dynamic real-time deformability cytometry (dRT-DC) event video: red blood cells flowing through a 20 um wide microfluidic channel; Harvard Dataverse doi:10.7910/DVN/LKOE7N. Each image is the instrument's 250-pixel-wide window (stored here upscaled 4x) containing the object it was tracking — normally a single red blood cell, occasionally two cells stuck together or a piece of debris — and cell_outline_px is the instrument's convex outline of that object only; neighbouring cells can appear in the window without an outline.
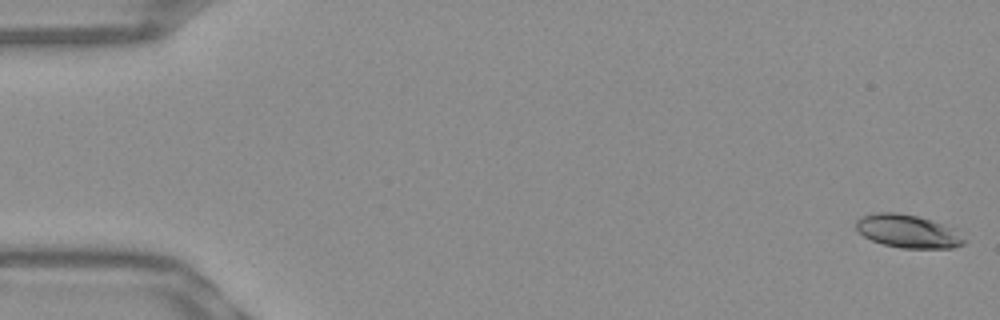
{"species": "Egyptian fruit bat (a non-hibernating species)", "species_latin": "Rousettus aegyptiacus", "temperature_condition": "warm", "stored_images_in_passage": 53, "segment_of_instrument_passage": [1, 2], "camera_frame_rate_fps": 3000, "um_per_image_px": 0.085, "frame": {"image": 1, "passage_image": 1, "time_ms": 0.0, "image_size_px": [1000, 320], "cell_outline_px": [[964, 244], [952, 248], [900, 248], [884, 244], [872, 240], [864, 236], [856, 228], [856, 220], [864, 216], [876, 212], [896, 212], [916, 216], [940, 224], [964, 240]], "centroid_in_image_um": [77.05, 19.66], "position_along_channel_um": 7.9, "area_um2": 20.0}}
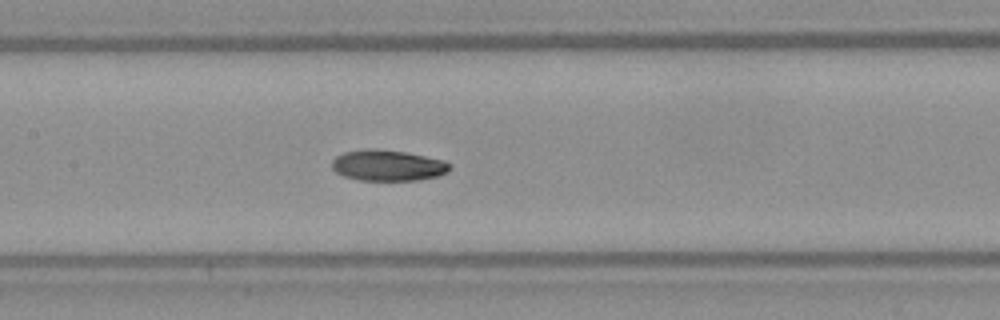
{"frame": {"image": 2, "passage_image": 25, "time_ms": 8.0, "image_size_px": [1000, 320], "cell_outline_px": [[452, 168], [448, 172], [440, 176], [420, 180], [360, 180], [344, 176], [336, 172], [332, 168], [332, 160], [336, 156], [344, 152], [364, 148], [376, 148], [404, 152], [444, 160], [452, 164]], "centroid_in_image_um": [32.99, 14.06], "position_along_channel_um": 174.4, "area_um2": 21.5}}
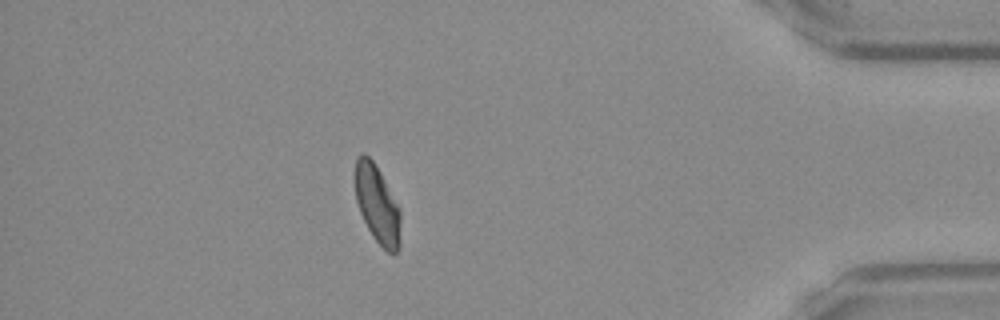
{"frame": {"image": 3, "passage_image": 46, "time_ms": 15.0, "image_size_px": [1000, 320], "cell_outline_px": [[400, 248], [396, 252], [388, 252], [372, 236], [360, 212], [356, 200], [352, 180], [356, 156], [364, 152], [372, 160], [380, 172], [400, 212]], "centroid_in_image_um": [32.0, 17.31], "position_along_channel_um": 403.2, "area_um2": 20.75}}